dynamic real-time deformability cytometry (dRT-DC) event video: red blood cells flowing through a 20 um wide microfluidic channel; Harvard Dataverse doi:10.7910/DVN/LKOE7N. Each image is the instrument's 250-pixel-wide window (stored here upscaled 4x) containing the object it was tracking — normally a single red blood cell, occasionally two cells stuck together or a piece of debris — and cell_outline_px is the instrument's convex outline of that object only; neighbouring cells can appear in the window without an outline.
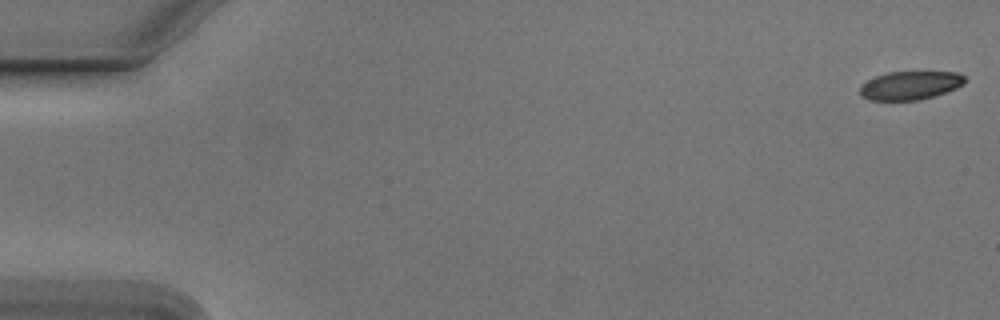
{"species": "Egyptian fruit bat (a non-hibernating species)", "species_latin": "Rousettus aegyptiacus", "temperature_condition": "cold", "stored_images_in_passage": 54, "camera_frame_rate_fps": 3000, "um_per_image_px": 0.085, "animal": {"sex": "male"}, "frame": {"image": 1, "passage_image": 1, "time_ms": 0.0, "image_size_px": [1000, 320], "cell_outline_px": [[964, 84], [956, 88], [920, 100], [868, 100], [860, 96], [860, 88], [868, 80], [876, 76], [888, 72], [956, 72], [964, 76]], "centroid_in_image_um": [77.34, 7.26], "position_along_channel_um": 7.7, "area_um2": 17.22}}
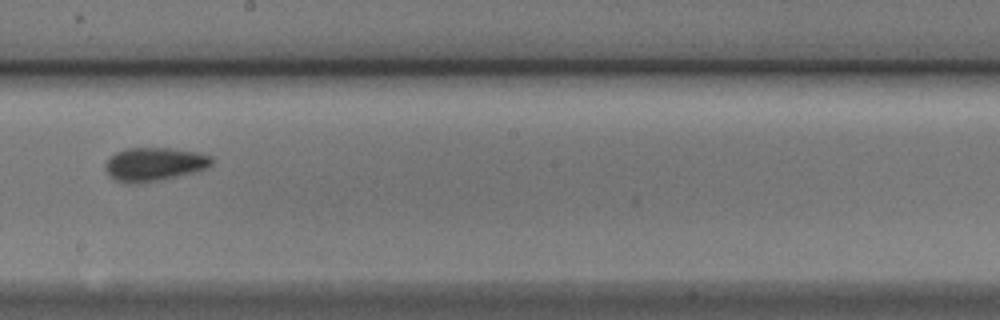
{"frame": {"image": 2, "passage_image": 31, "time_ms": 10.0, "image_size_px": [1000, 320], "cell_outline_px": [[212, 164], [208, 168], [196, 172], [136, 184], [128, 184], [116, 180], [104, 168], [104, 164], [116, 152], [124, 148], [168, 148], [200, 152], [212, 156]], "centroid_in_image_um": [13.14, 13.95], "position_along_channel_um": 235.1, "area_um2": 20.75}}
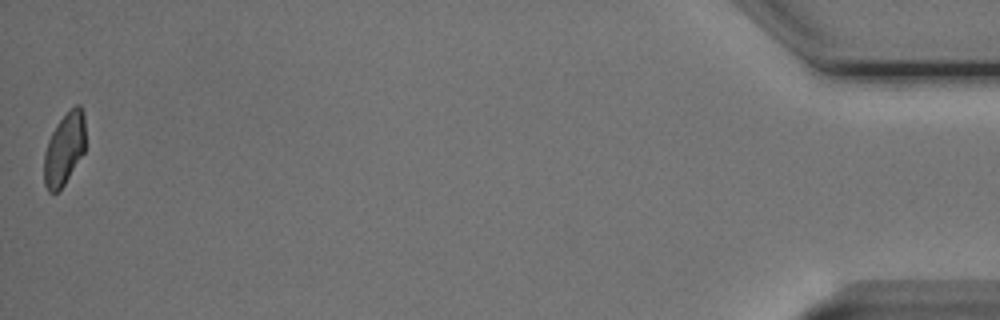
{"frame": {"image": 3, "passage_image": 54, "time_ms": 17.667, "image_size_px": [1000, 320], "cell_outline_px": [[84, 152], [64, 184], [56, 192], [48, 192], [44, 184], [44, 152], [48, 140], [52, 132], [60, 120], [76, 104], [80, 104], [84, 112]], "centroid_in_image_um": [5.45, 12.66], "position_along_channel_um": 429.7, "area_um2": 17.17}, "authors_computed_cell_mechanics": {"area_um2": 19.363, "velocity_mm_per_s": 3.7944, "shape_relaxation_time_tau1_ms": 4.1327, "shape_relaxation_time_tau2_ms": 2.2665, "deformation_change_tau1": 0.114, "deformation_change_tau2": 0.0707}}